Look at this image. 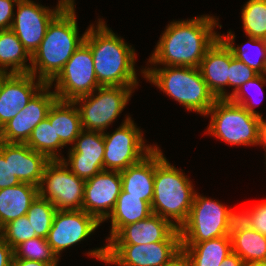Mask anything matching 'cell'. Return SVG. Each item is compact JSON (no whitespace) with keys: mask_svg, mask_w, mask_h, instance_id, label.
Returning <instances> with one entry per match:
<instances>
[{"mask_svg":"<svg viewBox=\"0 0 266 266\" xmlns=\"http://www.w3.org/2000/svg\"><path fill=\"white\" fill-rule=\"evenodd\" d=\"M217 21L205 15L170 22L148 61L153 65L199 68L206 51L219 38L214 28L222 26Z\"/></svg>","mask_w":266,"mask_h":266,"instance_id":"cell-1","label":"cell"},{"mask_svg":"<svg viewBox=\"0 0 266 266\" xmlns=\"http://www.w3.org/2000/svg\"><path fill=\"white\" fill-rule=\"evenodd\" d=\"M84 42L91 49L100 86H138L134 48L109 29L103 20L99 19L97 26L90 25Z\"/></svg>","mask_w":266,"mask_h":266,"instance_id":"cell-2","label":"cell"},{"mask_svg":"<svg viewBox=\"0 0 266 266\" xmlns=\"http://www.w3.org/2000/svg\"><path fill=\"white\" fill-rule=\"evenodd\" d=\"M80 37L75 9H63L48 25L46 34L31 55L30 73L49 84L85 40Z\"/></svg>","mask_w":266,"mask_h":266,"instance_id":"cell-3","label":"cell"},{"mask_svg":"<svg viewBox=\"0 0 266 266\" xmlns=\"http://www.w3.org/2000/svg\"><path fill=\"white\" fill-rule=\"evenodd\" d=\"M195 193L185 173L171 165L156 145L152 212L171 221L179 229L187 220Z\"/></svg>","mask_w":266,"mask_h":266,"instance_id":"cell-4","label":"cell"},{"mask_svg":"<svg viewBox=\"0 0 266 266\" xmlns=\"http://www.w3.org/2000/svg\"><path fill=\"white\" fill-rule=\"evenodd\" d=\"M141 72L149 82L190 111L206 115L217 100L197 67L165 66L145 68Z\"/></svg>","mask_w":266,"mask_h":266,"instance_id":"cell-5","label":"cell"},{"mask_svg":"<svg viewBox=\"0 0 266 266\" xmlns=\"http://www.w3.org/2000/svg\"><path fill=\"white\" fill-rule=\"evenodd\" d=\"M238 217L239 212L195 193L187 220L179 228L181 243H200L230 235Z\"/></svg>","mask_w":266,"mask_h":266,"instance_id":"cell-6","label":"cell"},{"mask_svg":"<svg viewBox=\"0 0 266 266\" xmlns=\"http://www.w3.org/2000/svg\"><path fill=\"white\" fill-rule=\"evenodd\" d=\"M210 115L208 133L230 145H258L262 117L249 113L229 99H217Z\"/></svg>","mask_w":266,"mask_h":266,"instance_id":"cell-7","label":"cell"},{"mask_svg":"<svg viewBox=\"0 0 266 266\" xmlns=\"http://www.w3.org/2000/svg\"><path fill=\"white\" fill-rule=\"evenodd\" d=\"M134 89L128 86H100L95 90L98 91L97 96L94 91L75 99V105H79L82 128L104 133L123 111Z\"/></svg>","mask_w":266,"mask_h":266,"instance_id":"cell-8","label":"cell"},{"mask_svg":"<svg viewBox=\"0 0 266 266\" xmlns=\"http://www.w3.org/2000/svg\"><path fill=\"white\" fill-rule=\"evenodd\" d=\"M39 195L56 210H83L85 180L72 173L62 160H50L44 168Z\"/></svg>","mask_w":266,"mask_h":266,"instance_id":"cell-9","label":"cell"},{"mask_svg":"<svg viewBox=\"0 0 266 266\" xmlns=\"http://www.w3.org/2000/svg\"><path fill=\"white\" fill-rule=\"evenodd\" d=\"M56 82L55 94L59 100L74 101L91 94L100 87L94 70L90 47L83 42L64 65L59 74L49 83Z\"/></svg>","mask_w":266,"mask_h":266,"instance_id":"cell-10","label":"cell"},{"mask_svg":"<svg viewBox=\"0 0 266 266\" xmlns=\"http://www.w3.org/2000/svg\"><path fill=\"white\" fill-rule=\"evenodd\" d=\"M142 136V131L128 116L113 133L104 132V170H125L149 154L156 146H145Z\"/></svg>","mask_w":266,"mask_h":266,"instance_id":"cell-11","label":"cell"},{"mask_svg":"<svg viewBox=\"0 0 266 266\" xmlns=\"http://www.w3.org/2000/svg\"><path fill=\"white\" fill-rule=\"evenodd\" d=\"M182 249L181 241H162L142 245H106L88 256L118 266H162Z\"/></svg>","mask_w":266,"mask_h":266,"instance_id":"cell-12","label":"cell"},{"mask_svg":"<svg viewBox=\"0 0 266 266\" xmlns=\"http://www.w3.org/2000/svg\"><path fill=\"white\" fill-rule=\"evenodd\" d=\"M51 85L45 84L22 109L3 127L0 128V141L26 144L33 129L47 118L53 103L58 99Z\"/></svg>","mask_w":266,"mask_h":266,"instance_id":"cell-13","label":"cell"},{"mask_svg":"<svg viewBox=\"0 0 266 266\" xmlns=\"http://www.w3.org/2000/svg\"><path fill=\"white\" fill-rule=\"evenodd\" d=\"M16 5L17 12L11 30L32 55L43 40L50 22L63 9L58 5L55 9H50L32 0H19Z\"/></svg>","mask_w":266,"mask_h":266,"instance_id":"cell-14","label":"cell"},{"mask_svg":"<svg viewBox=\"0 0 266 266\" xmlns=\"http://www.w3.org/2000/svg\"><path fill=\"white\" fill-rule=\"evenodd\" d=\"M100 225L93 215L84 210H57L47 242L59 258L60 252L87 238Z\"/></svg>","mask_w":266,"mask_h":266,"instance_id":"cell-15","label":"cell"},{"mask_svg":"<svg viewBox=\"0 0 266 266\" xmlns=\"http://www.w3.org/2000/svg\"><path fill=\"white\" fill-rule=\"evenodd\" d=\"M122 189L120 171L103 170L85 180L83 210L100 223L112 212Z\"/></svg>","mask_w":266,"mask_h":266,"instance_id":"cell-16","label":"cell"},{"mask_svg":"<svg viewBox=\"0 0 266 266\" xmlns=\"http://www.w3.org/2000/svg\"><path fill=\"white\" fill-rule=\"evenodd\" d=\"M69 149L68 161L61 160L70 166V171L83 180L90 179L104 170L103 158L105 153L102 132L82 130Z\"/></svg>","mask_w":266,"mask_h":266,"instance_id":"cell-17","label":"cell"},{"mask_svg":"<svg viewBox=\"0 0 266 266\" xmlns=\"http://www.w3.org/2000/svg\"><path fill=\"white\" fill-rule=\"evenodd\" d=\"M162 241H181L180 232L171 221L153 213L122 227L107 245H142Z\"/></svg>","mask_w":266,"mask_h":266,"instance_id":"cell-18","label":"cell"},{"mask_svg":"<svg viewBox=\"0 0 266 266\" xmlns=\"http://www.w3.org/2000/svg\"><path fill=\"white\" fill-rule=\"evenodd\" d=\"M31 73L6 74L0 84V128L24 109L46 84Z\"/></svg>","mask_w":266,"mask_h":266,"instance_id":"cell-19","label":"cell"},{"mask_svg":"<svg viewBox=\"0 0 266 266\" xmlns=\"http://www.w3.org/2000/svg\"><path fill=\"white\" fill-rule=\"evenodd\" d=\"M230 49L218 38L206 51L199 69L208 89L217 99H228L224 86L229 87Z\"/></svg>","mask_w":266,"mask_h":266,"instance_id":"cell-20","label":"cell"},{"mask_svg":"<svg viewBox=\"0 0 266 266\" xmlns=\"http://www.w3.org/2000/svg\"><path fill=\"white\" fill-rule=\"evenodd\" d=\"M155 148L138 163L120 171L119 196H135L151 204L154 195Z\"/></svg>","mask_w":266,"mask_h":266,"instance_id":"cell-21","label":"cell"},{"mask_svg":"<svg viewBox=\"0 0 266 266\" xmlns=\"http://www.w3.org/2000/svg\"><path fill=\"white\" fill-rule=\"evenodd\" d=\"M50 160L27 144L10 143V168L20 182L39 187L45 165Z\"/></svg>","mask_w":266,"mask_h":266,"instance_id":"cell-22","label":"cell"},{"mask_svg":"<svg viewBox=\"0 0 266 266\" xmlns=\"http://www.w3.org/2000/svg\"><path fill=\"white\" fill-rule=\"evenodd\" d=\"M230 238L232 251L244 263L266 262V236L250 228L239 217L232 225Z\"/></svg>","mask_w":266,"mask_h":266,"instance_id":"cell-23","label":"cell"},{"mask_svg":"<svg viewBox=\"0 0 266 266\" xmlns=\"http://www.w3.org/2000/svg\"><path fill=\"white\" fill-rule=\"evenodd\" d=\"M39 188L30 183L0 189V229L7 223L26 215Z\"/></svg>","mask_w":266,"mask_h":266,"instance_id":"cell-24","label":"cell"},{"mask_svg":"<svg viewBox=\"0 0 266 266\" xmlns=\"http://www.w3.org/2000/svg\"><path fill=\"white\" fill-rule=\"evenodd\" d=\"M47 119L54 123L56 138H60L65 146L75 143L83 130L80 113L74 101L57 99L51 106Z\"/></svg>","mask_w":266,"mask_h":266,"instance_id":"cell-25","label":"cell"},{"mask_svg":"<svg viewBox=\"0 0 266 266\" xmlns=\"http://www.w3.org/2000/svg\"><path fill=\"white\" fill-rule=\"evenodd\" d=\"M191 266H220L232 252L230 235L200 243H181Z\"/></svg>","mask_w":266,"mask_h":266,"instance_id":"cell-26","label":"cell"},{"mask_svg":"<svg viewBox=\"0 0 266 266\" xmlns=\"http://www.w3.org/2000/svg\"><path fill=\"white\" fill-rule=\"evenodd\" d=\"M29 57V58H28ZM31 55L11 29L0 30V72L5 74L30 73ZM9 68V72L7 71Z\"/></svg>","mask_w":266,"mask_h":266,"instance_id":"cell-27","label":"cell"},{"mask_svg":"<svg viewBox=\"0 0 266 266\" xmlns=\"http://www.w3.org/2000/svg\"><path fill=\"white\" fill-rule=\"evenodd\" d=\"M151 204L135 196H118L117 202L106 219H111L110 240L122 227L152 215Z\"/></svg>","mask_w":266,"mask_h":266,"instance_id":"cell-28","label":"cell"},{"mask_svg":"<svg viewBox=\"0 0 266 266\" xmlns=\"http://www.w3.org/2000/svg\"><path fill=\"white\" fill-rule=\"evenodd\" d=\"M31 149L44 154L49 160H61L57 149L65 146L60 138H56L54 123L46 118L41 121L34 129L26 143Z\"/></svg>","mask_w":266,"mask_h":266,"instance_id":"cell-29","label":"cell"},{"mask_svg":"<svg viewBox=\"0 0 266 266\" xmlns=\"http://www.w3.org/2000/svg\"><path fill=\"white\" fill-rule=\"evenodd\" d=\"M219 38L228 46V48L231 50L233 56L237 58L238 60L242 61L244 64L249 66L251 69H253L258 74H266V39H258L249 36V41L246 42V44H251L253 46H257L258 50L257 55H259L258 58H250L248 48L246 49V44L243 47H236L234 46V34H232L231 31L226 36L219 35ZM256 47V48H257ZM249 54V55H248ZM261 56V57H260Z\"/></svg>","mask_w":266,"mask_h":266,"instance_id":"cell-30","label":"cell"},{"mask_svg":"<svg viewBox=\"0 0 266 266\" xmlns=\"http://www.w3.org/2000/svg\"><path fill=\"white\" fill-rule=\"evenodd\" d=\"M242 23L246 35L266 39V0H249L242 9Z\"/></svg>","mask_w":266,"mask_h":266,"instance_id":"cell-31","label":"cell"},{"mask_svg":"<svg viewBox=\"0 0 266 266\" xmlns=\"http://www.w3.org/2000/svg\"><path fill=\"white\" fill-rule=\"evenodd\" d=\"M56 211V207L40 195L32 202L26 216L37 237L47 239Z\"/></svg>","mask_w":266,"mask_h":266,"instance_id":"cell-32","label":"cell"},{"mask_svg":"<svg viewBox=\"0 0 266 266\" xmlns=\"http://www.w3.org/2000/svg\"><path fill=\"white\" fill-rule=\"evenodd\" d=\"M14 258L29 259L57 266L59 258L53 252L47 239L35 237L24 241L13 249Z\"/></svg>","mask_w":266,"mask_h":266,"instance_id":"cell-33","label":"cell"},{"mask_svg":"<svg viewBox=\"0 0 266 266\" xmlns=\"http://www.w3.org/2000/svg\"><path fill=\"white\" fill-rule=\"evenodd\" d=\"M0 235L13 249L20 243L37 237L26 215L4 225L0 229Z\"/></svg>","mask_w":266,"mask_h":266,"instance_id":"cell-34","label":"cell"},{"mask_svg":"<svg viewBox=\"0 0 266 266\" xmlns=\"http://www.w3.org/2000/svg\"><path fill=\"white\" fill-rule=\"evenodd\" d=\"M257 75V72L235 58L230 50L229 86L234 87V89L231 94L229 93V97L235 93L242 84L253 79Z\"/></svg>","mask_w":266,"mask_h":266,"instance_id":"cell-35","label":"cell"},{"mask_svg":"<svg viewBox=\"0 0 266 266\" xmlns=\"http://www.w3.org/2000/svg\"><path fill=\"white\" fill-rule=\"evenodd\" d=\"M239 218L250 228L266 236V202L258 203L250 210L239 213Z\"/></svg>","mask_w":266,"mask_h":266,"instance_id":"cell-36","label":"cell"},{"mask_svg":"<svg viewBox=\"0 0 266 266\" xmlns=\"http://www.w3.org/2000/svg\"><path fill=\"white\" fill-rule=\"evenodd\" d=\"M265 76H266L265 74H258L253 79L242 84L241 87L235 93H233L228 99L232 103L243 106L249 113H252L256 116L262 117V115L254 109L256 104L251 103L248 101L249 99H246V95H245L246 92H244L245 91L244 88L246 89V87H251V86L256 87L257 86L261 89L262 85L266 83V77Z\"/></svg>","mask_w":266,"mask_h":266,"instance_id":"cell-37","label":"cell"},{"mask_svg":"<svg viewBox=\"0 0 266 266\" xmlns=\"http://www.w3.org/2000/svg\"><path fill=\"white\" fill-rule=\"evenodd\" d=\"M21 183L10 168V143L0 141V189Z\"/></svg>","mask_w":266,"mask_h":266,"instance_id":"cell-38","label":"cell"},{"mask_svg":"<svg viewBox=\"0 0 266 266\" xmlns=\"http://www.w3.org/2000/svg\"><path fill=\"white\" fill-rule=\"evenodd\" d=\"M19 0H0V30L11 29L14 12L13 7Z\"/></svg>","mask_w":266,"mask_h":266,"instance_id":"cell-39","label":"cell"},{"mask_svg":"<svg viewBox=\"0 0 266 266\" xmlns=\"http://www.w3.org/2000/svg\"><path fill=\"white\" fill-rule=\"evenodd\" d=\"M13 248L0 235V266H11Z\"/></svg>","mask_w":266,"mask_h":266,"instance_id":"cell-40","label":"cell"},{"mask_svg":"<svg viewBox=\"0 0 266 266\" xmlns=\"http://www.w3.org/2000/svg\"><path fill=\"white\" fill-rule=\"evenodd\" d=\"M162 266H191L190 261L183 249Z\"/></svg>","mask_w":266,"mask_h":266,"instance_id":"cell-41","label":"cell"},{"mask_svg":"<svg viewBox=\"0 0 266 266\" xmlns=\"http://www.w3.org/2000/svg\"><path fill=\"white\" fill-rule=\"evenodd\" d=\"M11 266H51V265L48 263L40 262V261L20 259V258L13 257Z\"/></svg>","mask_w":266,"mask_h":266,"instance_id":"cell-42","label":"cell"},{"mask_svg":"<svg viewBox=\"0 0 266 266\" xmlns=\"http://www.w3.org/2000/svg\"><path fill=\"white\" fill-rule=\"evenodd\" d=\"M244 261L233 251L227 255L220 266H243Z\"/></svg>","mask_w":266,"mask_h":266,"instance_id":"cell-43","label":"cell"},{"mask_svg":"<svg viewBox=\"0 0 266 266\" xmlns=\"http://www.w3.org/2000/svg\"><path fill=\"white\" fill-rule=\"evenodd\" d=\"M258 145H263L266 152V120L262 118L259 128V143ZM266 154V153H265Z\"/></svg>","mask_w":266,"mask_h":266,"instance_id":"cell-44","label":"cell"},{"mask_svg":"<svg viewBox=\"0 0 266 266\" xmlns=\"http://www.w3.org/2000/svg\"><path fill=\"white\" fill-rule=\"evenodd\" d=\"M74 0H59L58 6L62 9H75Z\"/></svg>","mask_w":266,"mask_h":266,"instance_id":"cell-45","label":"cell"},{"mask_svg":"<svg viewBox=\"0 0 266 266\" xmlns=\"http://www.w3.org/2000/svg\"><path fill=\"white\" fill-rule=\"evenodd\" d=\"M243 266H266V262H247Z\"/></svg>","mask_w":266,"mask_h":266,"instance_id":"cell-46","label":"cell"},{"mask_svg":"<svg viewBox=\"0 0 266 266\" xmlns=\"http://www.w3.org/2000/svg\"><path fill=\"white\" fill-rule=\"evenodd\" d=\"M6 74L3 72H0V84H1V79L5 76Z\"/></svg>","mask_w":266,"mask_h":266,"instance_id":"cell-47","label":"cell"}]
</instances>
